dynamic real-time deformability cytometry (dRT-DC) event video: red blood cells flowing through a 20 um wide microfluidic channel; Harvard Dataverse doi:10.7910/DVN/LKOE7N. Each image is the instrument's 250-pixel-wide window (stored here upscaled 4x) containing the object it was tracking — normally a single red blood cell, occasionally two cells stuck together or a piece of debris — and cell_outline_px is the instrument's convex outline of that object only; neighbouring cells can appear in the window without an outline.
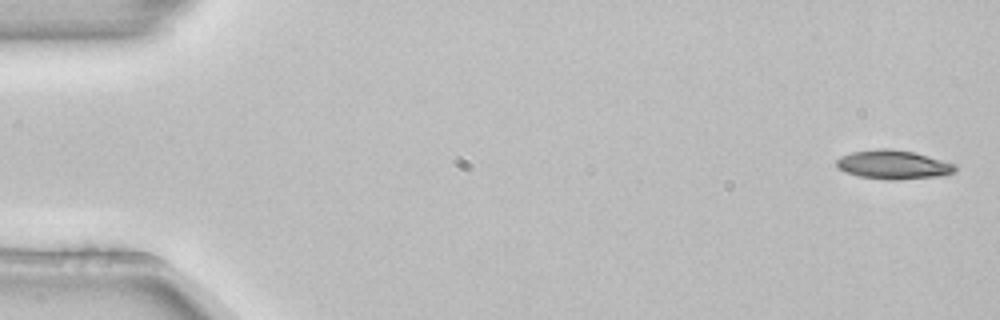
{"species": "common noctule bat (a hibernating species)", "species_latin": "Nyctalus noctula", "temperature_condition": "room temperature", "stored_images_in_passage": 4, "camera_frame_rate_fps": 3000, "um_per_image_px": 0.085, "animal": {"sex": "female", "body_mass_g": 22.7, "forearm_length_mm": 54.2}, "frame": {"image": 1, "passage_image": 1, "time_ms": 0.0, "image_size_px": [1000, 320], "cell_outline_px": [[956, 172], [944, 176], [900, 180], [888, 180], [860, 176], [844, 172], [836, 164], [836, 160], [840, 156], [852, 152], [876, 148], [892, 148], [916, 152], [956, 164]], "centroid_in_image_um": [75.98, 13.99], "position_along_channel_um": 9.0, "area_um2": 20.4}}
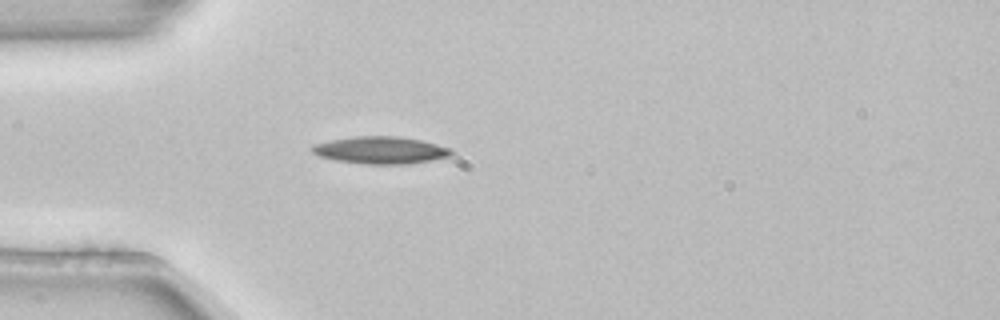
{"frame": {"image": 2, "passage_image": 4, "time_ms": 1.0, "image_size_px": [1000, 320], "cell_outline_px": [[452, 156], [432, 160], [404, 164], [364, 164], [336, 160], [320, 156], [312, 152], [308, 148], [312, 144], [332, 140], [356, 136], [396, 136], [420, 140], [452, 148]], "centroid_in_image_um": [32.34, 12.76], "position_along_channel_um": 52.7, "area_um2": 22.08}}